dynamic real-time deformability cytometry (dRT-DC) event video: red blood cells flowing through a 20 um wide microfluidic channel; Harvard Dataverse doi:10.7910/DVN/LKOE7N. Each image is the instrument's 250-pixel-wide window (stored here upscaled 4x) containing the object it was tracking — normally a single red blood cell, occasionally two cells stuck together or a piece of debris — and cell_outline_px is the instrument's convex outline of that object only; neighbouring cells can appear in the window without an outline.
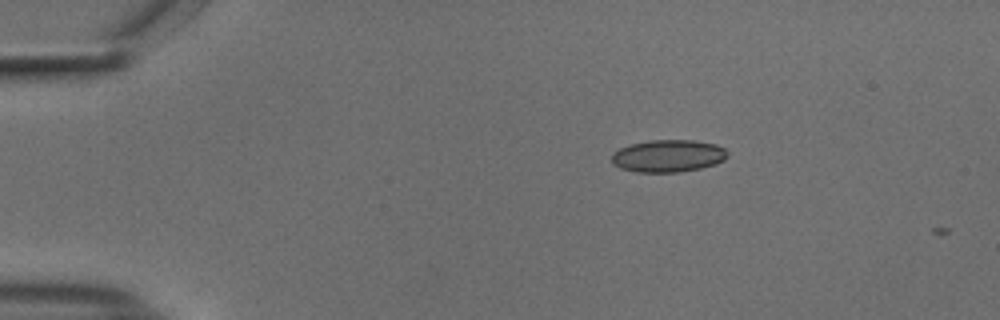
{"species": "common noctule bat (a hibernating species)", "species_latin": "Nyctalus noctula", "temperature_condition": "cold", "stored_images_in_passage": 2, "camera_frame_rate_fps": 3000, "um_per_image_px": 0.085, "animal": {"sex": "male", "body_mass_g": 18.8}, "frame": {"image": 1, "passage_image": 1, "time_ms": 0.0, "image_size_px": [1000, 320], "cell_outline_px": [[728, 156], [724, 160], [716, 164], [700, 168], [680, 172], [636, 172], [620, 168], [612, 164], [612, 152], [620, 148], [632, 144], [648, 140], [696, 140], [716, 144], [724, 148], [728, 152]], "centroid_in_image_um": [56.8, 13.25], "position_along_channel_um": 28.2, "area_um2": 22.02}}